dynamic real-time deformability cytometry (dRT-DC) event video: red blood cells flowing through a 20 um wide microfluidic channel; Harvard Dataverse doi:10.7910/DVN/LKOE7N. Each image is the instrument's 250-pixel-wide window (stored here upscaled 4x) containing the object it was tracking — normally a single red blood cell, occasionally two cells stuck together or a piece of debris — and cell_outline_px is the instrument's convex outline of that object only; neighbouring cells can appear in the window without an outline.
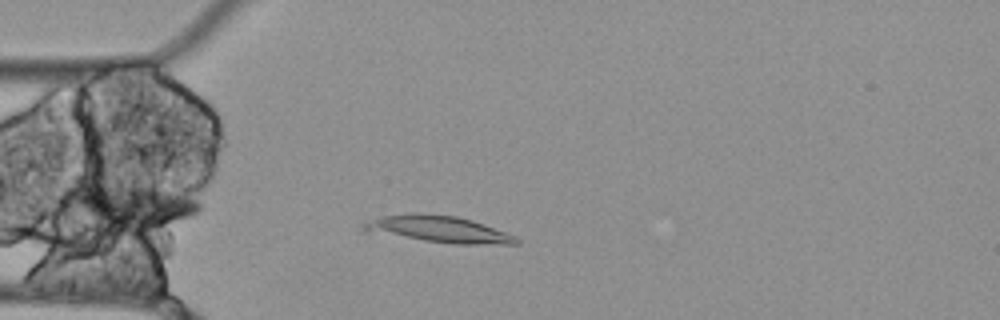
{"species": "Egyptian fruit bat (a non-hibernating species)", "species_latin": "Rousettus aegyptiacus", "temperature_condition": "cold", "stored_images_in_passage": 4, "camera_frame_rate_fps": 3000, "um_per_image_px": 0.085, "animal": {"sex": "female"}, "frame": {"image": 1, "passage_image": 2, "time_ms": 0.333, "image_size_px": [1000, 320], "cell_outline_px": [[520, 244], [452, 244], [364, 232], [360, 228], [360, 224], [364, 220], [384, 216], [420, 212], [456, 216], [472, 220], [508, 232], [516, 236], [520, 240]], "centroid_in_image_um": [37.23, 19.48], "position_along_channel_um": 47.8, "area_um2": 24.22}}